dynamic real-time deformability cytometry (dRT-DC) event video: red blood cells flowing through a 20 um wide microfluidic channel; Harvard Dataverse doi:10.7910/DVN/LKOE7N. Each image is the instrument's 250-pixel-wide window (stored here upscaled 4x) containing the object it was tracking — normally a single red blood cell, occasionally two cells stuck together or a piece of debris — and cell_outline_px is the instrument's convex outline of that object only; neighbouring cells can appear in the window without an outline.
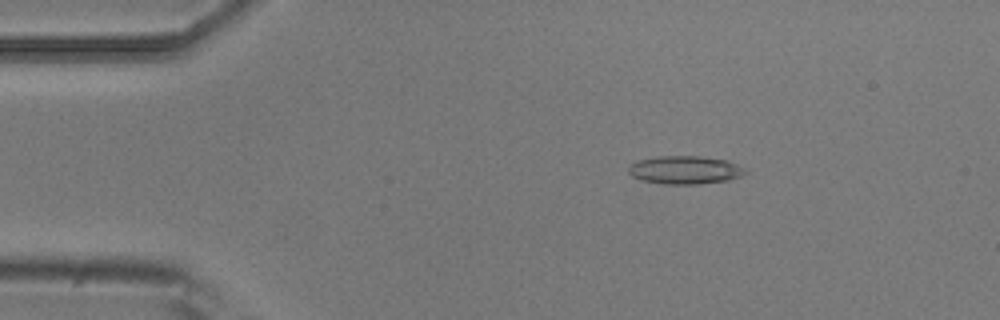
{"species": "common noctule bat (a hibernating species)", "species_latin": "Nyctalus noctula", "temperature_condition": "room temperature", "stored_images_in_passage": 4, "camera_frame_rate_fps": 3000, "um_per_image_px": 0.085, "animal": {"sex": "male", "body_mass_g": 20.5, "forearm_length_mm": 52.5}, "frame": {"image": 1, "passage_image": 2, "time_ms": 0.333, "image_size_px": [1000, 320], "cell_outline_px": [[748, 172], [740, 176], [728, 180], [700, 184], [664, 184], [644, 180], [632, 176], [628, 172], [628, 164], [636, 160], [656, 156], [700, 156], [728, 160], [744, 168]], "centroid_in_image_um": [58.2, 14.43], "position_along_channel_um": 26.8, "area_um2": 19.31}}
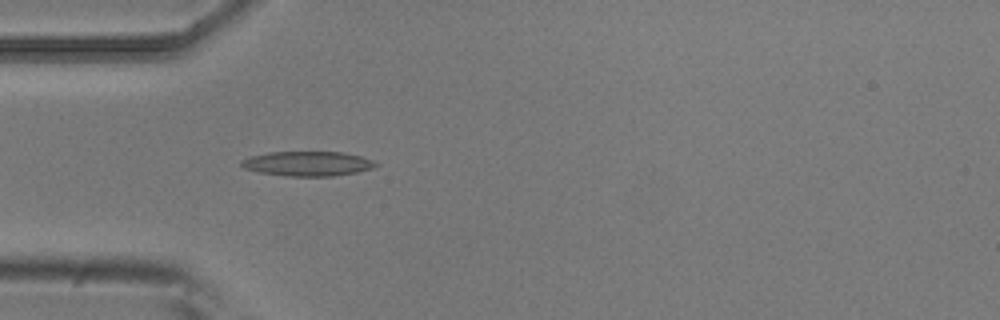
{"frame": {"image": 2, "passage_image": 4, "time_ms": 1.0, "image_size_px": [1000, 320], "cell_outline_px": [[380, 164], [372, 168], [356, 172], [332, 176], [288, 176], [260, 172], [244, 168], [240, 164], [240, 160], [252, 156], [268, 152], [344, 152], [360, 156], [372, 160]], "centroid_in_image_um": [26.15, 13.9], "position_along_channel_um": 58.8, "area_um2": 19.19}}